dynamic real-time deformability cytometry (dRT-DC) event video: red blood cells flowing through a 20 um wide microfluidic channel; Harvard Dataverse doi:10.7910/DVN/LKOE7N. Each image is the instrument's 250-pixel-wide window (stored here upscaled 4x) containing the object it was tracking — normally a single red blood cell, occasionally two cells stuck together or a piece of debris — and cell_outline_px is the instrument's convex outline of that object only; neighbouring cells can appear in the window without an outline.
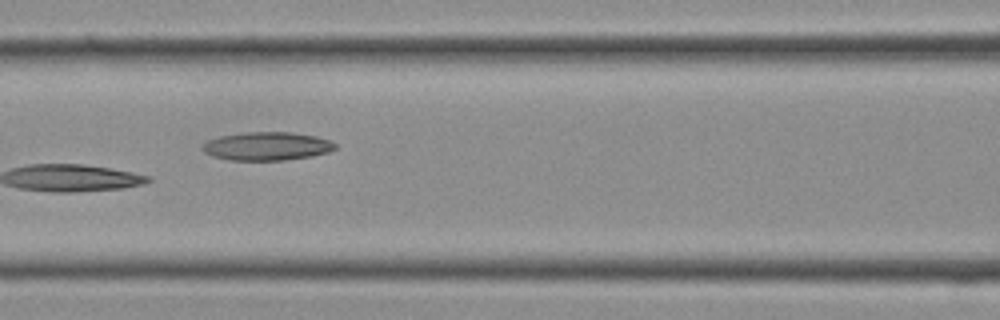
{"species": "Egyptian fruit bat (a non-hibernating species)", "species_latin": "Rousettus aegyptiacus", "temperature_condition": "cold", "stored_images_in_passage": 30, "camera_frame_rate_fps": 3000, "um_per_image_px": 0.085, "frame": {"image": 1, "passage_image": 13, "time_ms": 4.0, "image_size_px": [1000, 320], "cell_outline_px": [[336, 148], [328, 152], [312, 156], [284, 160], [232, 160], [212, 156], [204, 152], [200, 148], [208, 140], [220, 136], [248, 132], [288, 132], [316, 136], [332, 140], [336, 144]], "centroid_in_image_um": [22.71, 12.42], "position_along_channel_um": 143.9, "area_um2": 21.91}}